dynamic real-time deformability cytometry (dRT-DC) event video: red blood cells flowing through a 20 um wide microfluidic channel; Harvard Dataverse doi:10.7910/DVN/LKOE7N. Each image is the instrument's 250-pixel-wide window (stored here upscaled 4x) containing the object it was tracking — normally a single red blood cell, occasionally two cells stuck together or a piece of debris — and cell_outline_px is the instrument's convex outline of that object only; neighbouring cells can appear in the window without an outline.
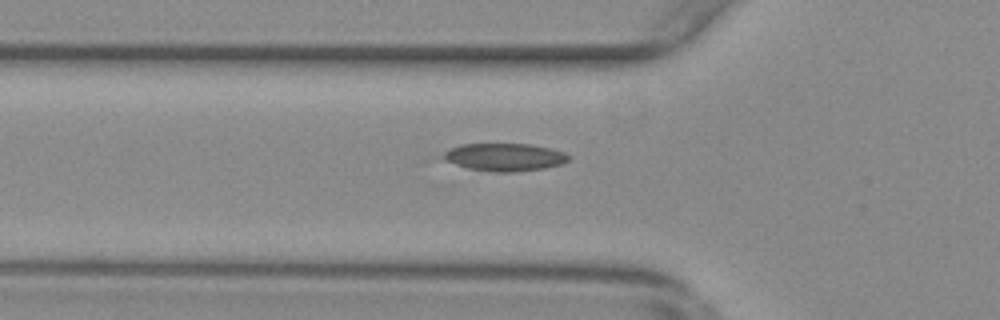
{"species": "common noctule bat (a hibernating species)", "species_latin": "Nyctalus noctula", "temperature_condition": "warm", "stored_images_in_passage": 35, "camera_frame_rate_fps": 3000, "um_per_image_px": 0.085, "animal": {"sex": "female", "body_mass_g": 29.2, "forearm_length_mm": 56.3}, "frame": {"image": 1, "passage_image": 13, "time_ms": 4.0, "image_size_px": [1000, 320], "cell_outline_px": [[572, 156], [564, 164], [544, 168], [512, 172], [492, 172], [468, 168], [444, 160], [444, 152], [448, 148], [460, 144], [532, 144], [564, 152]], "centroid_in_image_um": [42.91, 13.35], "position_along_channel_um": 82.9, "area_um2": 20.29}}
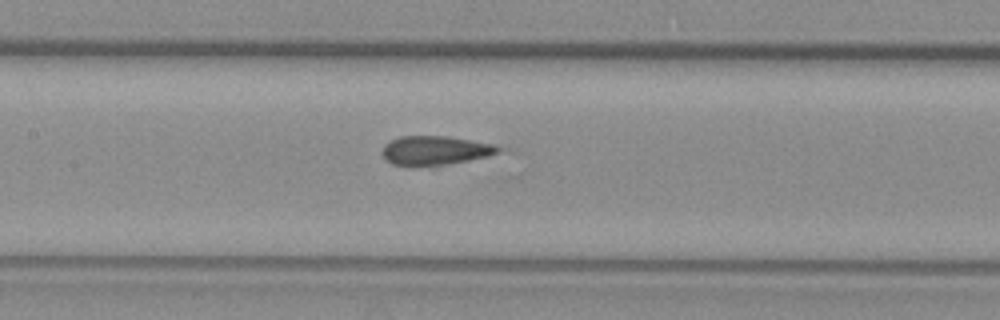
{"frame": {"image": 2, "passage_image": 20, "time_ms": 6.333, "image_size_px": [1000, 320], "cell_outline_px": [[504, 148], [488, 156], [432, 168], [408, 168], [392, 164], [384, 160], [380, 152], [384, 144], [400, 136], [448, 136], [492, 144]], "centroid_in_image_um": [36.88, 12.84], "position_along_channel_um": 170.5, "area_um2": 20.52}}
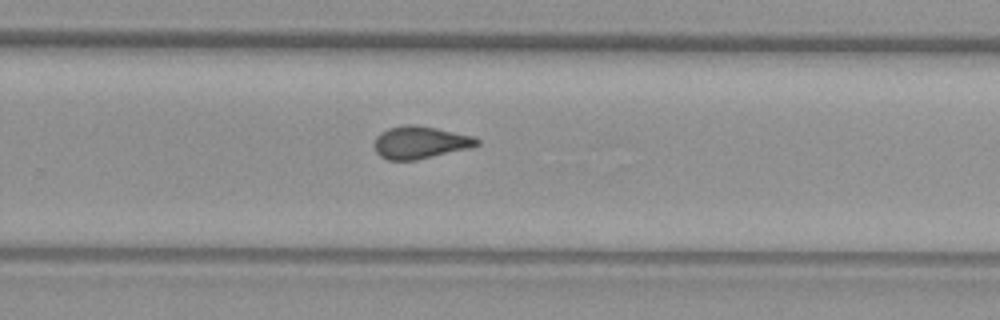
{"frame": {"image": 3, "passage_image": 30, "time_ms": 9.667, "image_size_px": [1000, 320], "cell_outline_px": [[480, 144], [472, 148], [416, 160], [388, 160], [380, 156], [376, 152], [376, 136], [380, 132], [388, 128], [404, 124], [412, 124], [436, 128], [476, 136], [480, 140]], "centroid_in_image_um": [35.77, 12.1], "position_along_channel_um": 294.0, "area_um2": 19.59}}